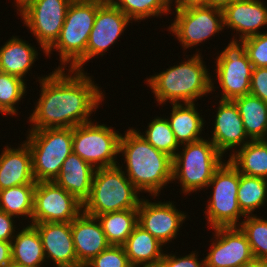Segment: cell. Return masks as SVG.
<instances>
[{
    "mask_svg": "<svg viewBox=\"0 0 267 267\" xmlns=\"http://www.w3.org/2000/svg\"><path fill=\"white\" fill-rule=\"evenodd\" d=\"M138 211V224L165 246L176 239L186 214L178 211L172 201L149 202L142 198Z\"/></svg>",
    "mask_w": 267,
    "mask_h": 267,
    "instance_id": "9a60e30c",
    "label": "cell"
},
{
    "mask_svg": "<svg viewBox=\"0 0 267 267\" xmlns=\"http://www.w3.org/2000/svg\"><path fill=\"white\" fill-rule=\"evenodd\" d=\"M168 30L179 40L183 49L194 47L224 29L222 9L210 6L176 10Z\"/></svg>",
    "mask_w": 267,
    "mask_h": 267,
    "instance_id": "7c38bea8",
    "label": "cell"
},
{
    "mask_svg": "<svg viewBox=\"0 0 267 267\" xmlns=\"http://www.w3.org/2000/svg\"><path fill=\"white\" fill-rule=\"evenodd\" d=\"M119 154L125 158L124 173L141 193L148 192L157 197L162 188L171 183L172 157L153 147L137 129L129 128L125 135H121Z\"/></svg>",
    "mask_w": 267,
    "mask_h": 267,
    "instance_id": "7a4b0ae2",
    "label": "cell"
},
{
    "mask_svg": "<svg viewBox=\"0 0 267 267\" xmlns=\"http://www.w3.org/2000/svg\"><path fill=\"white\" fill-rule=\"evenodd\" d=\"M200 54L196 52L181 64L146 79L158 105L168 100L171 104L194 103L196 99L216 91L213 90L214 79Z\"/></svg>",
    "mask_w": 267,
    "mask_h": 267,
    "instance_id": "3957f363",
    "label": "cell"
},
{
    "mask_svg": "<svg viewBox=\"0 0 267 267\" xmlns=\"http://www.w3.org/2000/svg\"><path fill=\"white\" fill-rule=\"evenodd\" d=\"M72 0H25L16 7L24 24L36 37L43 53L55 43Z\"/></svg>",
    "mask_w": 267,
    "mask_h": 267,
    "instance_id": "30bf717a",
    "label": "cell"
},
{
    "mask_svg": "<svg viewBox=\"0 0 267 267\" xmlns=\"http://www.w3.org/2000/svg\"><path fill=\"white\" fill-rule=\"evenodd\" d=\"M10 214L0 210V240L11 242L15 236L16 225Z\"/></svg>",
    "mask_w": 267,
    "mask_h": 267,
    "instance_id": "ab89813d",
    "label": "cell"
},
{
    "mask_svg": "<svg viewBox=\"0 0 267 267\" xmlns=\"http://www.w3.org/2000/svg\"><path fill=\"white\" fill-rule=\"evenodd\" d=\"M198 256L196 253L191 252V254L176 257V255L163 254L159 267H205V259L198 261Z\"/></svg>",
    "mask_w": 267,
    "mask_h": 267,
    "instance_id": "f35d334b",
    "label": "cell"
},
{
    "mask_svg": "<svg viewBox=\"0 0 267 267\" xmlns=\"http://www.w3.org/2000/svg\"><path fill=\"white\" fill-rule=\"evenodd\" d=\"M100 1H103V2H109L110 0H100Z\"/></svg>",
    "mask_w": 267,
    "mask_h": 267,
    "instance_id": "c3c4849f",
    "label": "cell"
},
{
    "mask_svg": "<svg viewBox=\"0 0 267 267\" xmlns=\"http://www.w3.org/2000/svg\"><path fill=\"white\" fill-rule=\"evenodd\" d=\"M84 267H133L123 246L110 245Z\"/></svg>",
    "mask_w": 267,
    "mask_h": 267,
    "instance_id": "d590c367",
    "label": "cell"
},
{
    "mask_svg": "<svg viewBox=\"0 0 267 267\" xmlns=\"http://www.w3.org/2000/svg\"><path fill=\"white\" fill-rule=\"evenodd\" d=\"M238 108L247 136L267 140V103L251 94L232 100Z\"/></svg>",
    "mask_w": 267,
    "mask_h": 267,
    "instance_id": "4316f807",
    "label": "cell"
},
{
    "mask_svg": "<svg viewBox=\"0 0 267 267\" xmlns=\"http://www.w3.org/2000/svg\"><path fill=\"white\" fill-rule=\"evenodd\" d=\"M35 188L36 184H23L0 190V210L13 218L24 216L32 221Z\"/></svg>",
    "mask_w": 267,
    "mask_h": 267,
    "instance_id": "f546056e",
    "label": "cell"
},
{
    "mask_svg": "<svg viewBox=\"0 0 267 267\" xmlns=\"http://www.w3.org/2000/svg\"><path fill=\"white\" fill-rule=\"evenodd\" d=\"M4 44L0 47V71L25 80V75L32 68L35 59H38L39 52L17 36H12Z\"/></svg>",
    "mask_w": 267,
    "mask_h": 267,
    "instance_id": "cb8c5ba5",
    "label": "cell"
},
{
    "mask_svg": "<svg viewBox=\"0 0 267 267\" xmlns=\"http://www.w3.org/2000/svg\"><path fill=\"white\" fill-rule=\"evenodd\" d=\"M82 211L83 204L54 181L36 183L34 210L30 224L71 223Z\"/></svg>",
    "mask_w": 267,
    "mask_h": 267,
    "instance_id": "4fadbf2b",
    "label": "cell"
},
{
    "mask_svg": "<svg viewBox=\"0 0 267 267\" xmlns=\"http://www.w3.org/2000/svg\"><path fill=\"white\" fill-rule=\"evenodd\" d=\"M113 128L92 121L72 128L73 153L95 169L118 165L120 138Z\"/></svg>",
    "mask_w": 267,
    "mask_h": 267,
    "instance_id": "9c48e42d",
    "label": "cell"
},
{
    "mask_svg": "<svg viewBox=\"0 0 267 267\" xmlns=\"http://www.w3.org/2000/svg\"><path fill=\"white\" fill-rule=\"evenodd\" d=\"M177 152L173 159L172 181H179L182 193L202 190L209 184L215 171L224 162L223 155L206 139L190 142Z\"/></svg>",
    "mask_w": 267,
    "mask_h": 267,
    "instance_id": "8992f818",
    "label": "cell"
},
{
    "mask_svg": "<svg viewBox=\"0 0 267 267\" xmlns=\"http://www.w3.org/2000/svg\"><path fill=\"white\" fill-rule=\"evenodd\" d=\"M17 148L6 146L0 155V190L37 183L33 176L28 144L24 141Z\"/></svg>",
    "mask_w": 267,
    "mask_h": 267,
    "instance_id": "44dd1931",
    "label": "cell"
},
{
    "mask_svg": "<svg viewBox=\"0 0 267 267\" xmlns=\"http://www.w3.org/2000/svg\"><path fill=\"white\" fill-rule=\"evenodd\" d=\"M11 261V242L0 240V267H5Z\"/></svg>",
    "mask_w": 267,
    "mask_h": 267,
    "instance_id": "60d3db41",
    "label": "cell"
},
{
    "mask_svg": "<svg viewBox=\"0 0 267 267\" xmlns=\"http://www.w3.org/2000/svg\"><path fill=\"white\" fill-rule=\"evenodd\" d=\"M249 94L267 103V67L253 68Z\"/></svg>",
    "mask_w": 267,
    "mask_h": 267,
    "instance_id": "74e56055",
    "label": "cell"
},
{
    "mask_svg": "<svg viewBox=\"0 0 267 267\" xmlns=\"http://www.w3.org/2000/svg\"><path fill=\"white\" fill-rule=\"evenodd\" d=\"M78 267H84L110 244L97 217L83 211L71 222Z\"/></svg>",
    "mask_w": 267,
    "mask_h": 267,
    "instance_id": "d6986e66",
    "label": "cell"
},
{
    "mask_svg": "<svg viewBox=\"0 0 267 267\" xmlns=\"http://www.w3.org/2000/svg\"><path fill=\"white\" fill-rule=\"evenodd\" d=\"M26 83L22 78L0 71V113L18 114L16 105L26 93Z\"/></svg>",
    "mask_w": 267,
    "mask_h": 267,
    "instance_id": "d6a6232c",
    "label": "cell"
},
{
    "mask_svg": "<svg viewBox=\"0 0 267 267\" xmlns=\"http://www.w3.org/2000/svg\"><path fill=\"white\" fill-rule=\"evenodd\" d=\"M253 67H267V32L243 39Z\"/></svg>",
    "mask_w": 267,
    "mask_h": 267,
    "instance_id": "8d00e7d4",
    "label": "cell"
},
{
    "mask_svg": "<svg viewBox=\"0 0 267 267\" xmlns=\"http://www.w3.org/2000/svg\"><path fill=\"white\" fill-rule=\"evenodd\" d=\"M110 245L122 246L138 224L137 209H127L96 216Z\"/></svg>",
    "mask_w": 267,
    "mask_h": 267,
    "instance_id": "f1b7e54d",
    "label": "cell"
},
{
    "mask_svg": "<svg viewBox=\"0 0 267 267\" xmlns=\"http://www.w3.org/2000/svg\"><path fill=\"white\" fill-rule=\"evenodd\" d=\"M38 231L44 255L56 267H78L71 223L42 222L32 224Z\"/></svg>",
    "mask_w": 267,
    "mask_h": 267,
    "instance_id": "e0dca14e",
    "label": "cell"
},
{
    "mask_svg": "<svg viewBox=\"0 0 267 267\" xmlns=\"http://www.w3.org/2000/svg\"><path fill=\"white\" fill-rule=\"evenodd\" d=\"M109 2L119 8L131 21L169 13L159 0H110Z\"/></svg>",
    "mask_w": 267,
    "mask_h": 267,
    "instance_id": "e575fe53",
    "label": "cell"
},
{
    "mask_svg": "<svg viewBox=\"0 0 267 267\" xmlns=\"http://www.w3.org/2000/svg\"><path fill=\"white\" fill-rule=\"evenodd\" d=\"M5 267H26V266L19 265V264H16V263H14V262L11 261Z\"/></svg>",
    "mask_w": 267,
    "mask_h": 267,
    "instance_id": "bcb514c9",
    "label": "cell"
},
{
    "mask_svg": "<svg viewBox=\"0 0 267 267\" xmlns=\"http://www.w3.org/2000/svg\"><path fill=\"white\" fill-rule=\"evenodd\" d=\"M95 170L92 165L72 152L63 162L54 182L84 204L90 196Z\"/></svg>",
    "mask_w": 267,
    "mask_h": 267,
    "instance_id": "7402d4cb",
    "label": "cell"
},
{
    "mask_svg": "<svg viewBox=\"0 0 267 267\" xmlns=\"http://www.w3.org/2000/svg\"><path fill=\"white\" fill-rule=\"evenodd\" d=\"M65 70L56 68L39 78L41 94L29 117V130L73 128L92 121L89 117L104 101L101 88L85 71L68 69L66 75Z\"/></svg>",
    "mask_w": 267,
    "mask_h": 267,
    "instance_id": "6da1fadb",
    "label": "cell"
},
{
    "mask_svg": "<svg viewBox=\"0 0 267 267\" xmlns=\"http://www.w3.org/2000/svg\"><path fill=\"white\" fill-rule=\"evenodd\" d=\"M214 131L210 141L224 155L234 148H241L251 139L247 136L238 108L232 100H219ZM249 139V140H248Z\"/></svg>",
    "mask_w": 267,
    "mask_h": 267,
    "instance_id": "ac0fdd59",
    "label": "cell"
},
{
    "mask_svg": "<svg viewBox=\"0 0 267 267\" xmlns=\"http://www.w3.org/2000/svg\"><path fill=\"white\" fill-rule=\"evenodd\" d=\"M11 255L12 262L26 267H42L46 262L40 235L32 224L13 237Z\"/></svg>",
    "mask_w": 267,
    "mask_h": 267,
    "instance_id": "484cf974",
    "label": "cell"
},
{
    "mask_svg": "<svg viewBox=\"0 0 267 267\" xmlns=\"http://www.w3.org/2000/svg\"><path fill=\"white\" fill-rule=\"evenodd\" d=\"M228 159L241 174L267 180V140H250Z\"/></svg>",
    "mask_w": 267,
    "mask_h": 267,
    "instance_id": "83f0119b",
    "label": "cell"
},
{
    "mask_svg": "<svg viewBox=\"0 0 267 267\" xmlns=\"http://www.w3.org/2000/svg\"><path fill=\"white\" fill-rule=\"evenodd\" d=\"M216 59L215 76L222 88L220 99L233 100L248 95L254 67L246 54L244 40L232 38Z\"/></svg>",
    "mask_w": 267,
    "mask_h": 267,
    "instance_id": "8fae6325",
    "label": "cell"
},
{
    "mask_svg": "<svg viewBox=\"0 0 267 267\" xmlns=\"http://www.w3.org/2000/svg\"><path fill=\"white\" fill-rule=\"evenodd\" d=\"M205 267H242L254 259L245 233L239 226L216 227Z\"/></svg>",
    "mask_w": 267,
    "mask_h": 267,
    "instance_id": "5bb4252c",
    "label": "cell"
},
{
    "mask_svg": "<svg viewBox=\"0 0 267 267\" xmlns=\"http://www.w3.org/2000/svg\"><path fill=\"white\" fill-rule=\"evenodd\" d=\"M28 132L25 142L31 151L35 181H54L63 162L73 152L72 128H45Z\"/></svg>",
    "mask_w": 267,
    "mask_h": 267,
    "instance_id": "52a82bcc",
    "label": "cell"
},
{
    "mask_svg": "<svg viewBox=\"0 0 267 267\" xmlns=\"http://www.w3.org/2000/svg\"><path fill=\"white\" fill-rule=\"evenodd\" d=\"M122 246L133 267H157L164 254L163 245L139 224Z\"/></svg>",
    "mask_w": 267,
    "mask_h": 267,
    "instance_id": "603a6c76",
    "label": "cell"
},
{
    "mask_svg": "<svg viewBox=\"0 0 267 267\" xmlns=\"http://www.w3.org/2000/svg\"><path fill=\"white\" fill-rule=\"evenodd\" d=\"M237 201L245 216L253 215L267 202V180L240 173Z\"/></svg>",
    "mask_w": 267,
    "mask_h": 267,
    "instance_id": "4dcf8cb0",
    "label": "cell"
},
{
    "mask_svg": "<svg viewBox=\"0 0 267 267\" xmlns=\"http://www.w3.org/2000/svg\"><path fill=\"white\" fill-rule=\"evenodd\" d=\"M235 1L238 0H207V6L223 9L224 7L232 4Z\"/></svg>",
    "mask_w": 267,
    "mask_h": 267,
    "instance_id": "7bdbcfd3",
    "label": "cell"
},
{
    "mask_svg": "<svg viewBox=\"0 0 267 267\" xmlns=\"http://www.w3.org/2000/svg\"><path fill=\"white\" fill-rule=\"evenodd\" d=\"M171 112L167 119L179 146L202 139L205 122L195 103L172 104Z\"/></svg>",
    "mask_w": 267,
    "mask_h": 267,
    "instance_id": "d4e9b609",
    "label": "cell"
},
{
    "mask_svg": "<svg viewBox=\"0 0 267 267\" xmlns=\"http://www.w3.org/2000/svg\"><path fill=\"white\" fill-rule=\"evenodd\" d=\"M140 191L128 179L120 164L95 170L91 192L83 212L96 217L104 213L138 209Z\"/></svg>",
    "mask_w": 267,
    "mask_h": 267,
    "instance_id": "5b68a950",
    "label": "cell"
},
{
    "mask_svg": "<svg viewBox=\"0 0 267 267\" xmlns=\"http://www.w3.org/2000/svg\"><path fill=\"white\" fill-rule=\"evenodd\" d=\"M137 132L157 150L168 154L172 158L179 150L178 147L180 146L177 143L170 123L166 118L157 116V118H154L148 124L145 134H142L139 131Z\"/></svg>",
    "mask_w": 267,
    "mask_h": 267,
    "instance_id": "1f68e13d",
    "label": "cell"
},
{
    "mask_svg": "<svg viewBox=\"0 0 267 267\" xmlns=\"http://www.w3.org/2000/svg\"><path fill=\"white\" fill-rule=\"evenodd\" d=\"M160 3L169 11L171 12V6H173L172 2L174 1L175 2V11L178 10L181 6V0H159ZM171 4V5H170Z\"/></svg>",
    "mask_w": 267,
    "mask_h": 267,
    "instance_id": "f6af8a7d",
    "label": "cell"
},
{
    "mask_svg": "<svg viewBox=\"0 0 267 267\" xmlns=\"http://www.w3.org/2000/svg\"><path fill=\"white\" fill-rule=\"evenodd\" d=\"M239 182L240 172L229 160L223 162L215 171L207 186L214 188L205 210L208 227H231L241 224L239 219L245 215L237 201Z\"/></svg>",
    "mask_w": 267,
    "mask_h": 267,
    "instance_id": "ba28073f",
    "label": "cell"
},
{
    "mask_svg": "<svg viewBox=\"0 0 267 267\" xmlns=\"http://www.w3.org/2000/svg\"><path fill=\"white\" fill-rule=\"evenodd\" d=\"M200 6H207V0H181V6L178 10Z\"/></svg>",
    "mask_w": 267,
    "mask_h": 267,
    "instance_id": "b9f144b4",
    "label": "cell"
},
{
    "mask_svg": "<svg viewBox=\"0 0 267 267\" xmlns=\"http://www.w3.org/2000/svg\"><path fill=\"white\" fill-rule=\"evenodd\" d=\"M16 2V5L14 6H20L25 0H14Z\"/></svg>",
    "mask_w": 267,
    "mask_h": 267,
    "instance_id": "7dc6e473",
    "label": "cell"
},
{
    "mask_svg": "<svg viewBox=\"0 0 267 267\" xmlns=\"http://www.w3.org/2000/svg\"><path fill=\"white\" fill-rule=\"evenodd\" d=\"M102 3L100 0H72L58 39L45 53L49 56L52 49L59 52L61 66L57 69H65L70 64L69 69L84 71L86 47Z\"/></svg>",
    "mask_w": 267,
    "mask_h": 267,
    "instance_id": "277c9868",
    "label": "cell"
},
{
    "mask_svg": "<svg viewBox=\"0 0 267 267\" xmlns=\"http://www.w3.org/2000/svg\"><path fill=\"white\" fill-rule=\"evenodd\" d=\"M261 0H238L222 9L224 27L236 30L239 40L261 34L267 26V6ZM241 33V34H240Z\"/></svg>",
    "mask_w": 267,
    "mask_h": 267,
    "instance_id": "ffe728a7",
    "label": "cell"
},
{
    "mask_svg": "<svg viewBox=\"0 0 267 267\" xmlns=\"http://www.w3.org/2000/svg\"><path fill=\"white\" fill-rule=\"evenodd\" d=\"M244 218L239 227L247 237L254 258L267 260V220L256 214Z\"/></svg>",
    "mask_w": 267,
    "mask_h": 267,
    "instance_id": "836d02e7",
    "label": "cell"
},
{
    "mask_svg": "<svg viewBox=\"0 0 267 267\" xmlns=\"http://www.w3.org/2000/svg\"><path fill=\"white\" fill-rule=\"evenodd\" d=\"M130 21L119 8L110 2H103L98 7L90 32L86 47V62L95 56H103L108 48L119 39V36L124 34L127 25L132 23Z\"/></svg>",
    "mask_w": 267,
    "mask_h": 267,
    "instance_id": "2e32d148",
    "label": "cell"
},
{
    "mask_svg": "<svg viewBox=\"0 0 267 267\" xmlns=\"http://www.w3.org/2000/svg\"><path fill=\"white\" fill-rule=\"evenodd\" d=\"M242 267H267V260L254 258L253 260L246 263Z\"/></svg>",
    "mask_w": 267,
    "mask_h": 267,
    "instance_id": "ee69618b",
    "label": "cell"
}]
</instances>
